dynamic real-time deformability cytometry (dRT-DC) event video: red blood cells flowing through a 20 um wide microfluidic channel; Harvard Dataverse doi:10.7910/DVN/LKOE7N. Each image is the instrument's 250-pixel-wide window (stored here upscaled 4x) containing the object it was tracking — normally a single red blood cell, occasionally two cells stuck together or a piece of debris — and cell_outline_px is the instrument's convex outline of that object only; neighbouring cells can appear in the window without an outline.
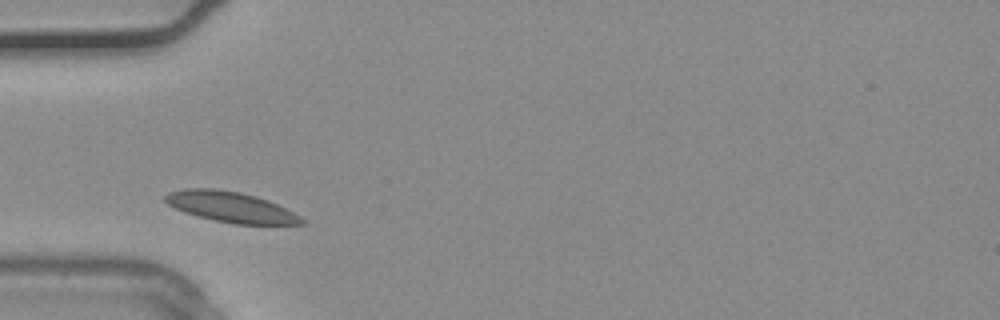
{"species": "common noctule bat (a hibernating species)", "species_latin": "Nyctalus noctula", "temperature_condition": "warm", "stored_images_in_passage": 1, "camera_frame_rate_fps": 3000, "um_per_image_px": 0.085, "animal": {"sex": "male", "body_mass_g": 20.4}, "frame": {"image": 1, "passage_image": 1, "time_ms": 0.0, "image_size_px": [1000, 320], "cell_outline_px": [[308, 224], [236, 224], [216, 220], [184, 212], [168, 204], [164, 200], [164, 196], [168, 192], [184, 188], [216, 188], [240, 192], [256, 196], [268, 200], [308, 220]], "centroid_in_image_um": [19.63, 17.58], "position_along_channel_um": 65.4, "area_um2": 24.16}}